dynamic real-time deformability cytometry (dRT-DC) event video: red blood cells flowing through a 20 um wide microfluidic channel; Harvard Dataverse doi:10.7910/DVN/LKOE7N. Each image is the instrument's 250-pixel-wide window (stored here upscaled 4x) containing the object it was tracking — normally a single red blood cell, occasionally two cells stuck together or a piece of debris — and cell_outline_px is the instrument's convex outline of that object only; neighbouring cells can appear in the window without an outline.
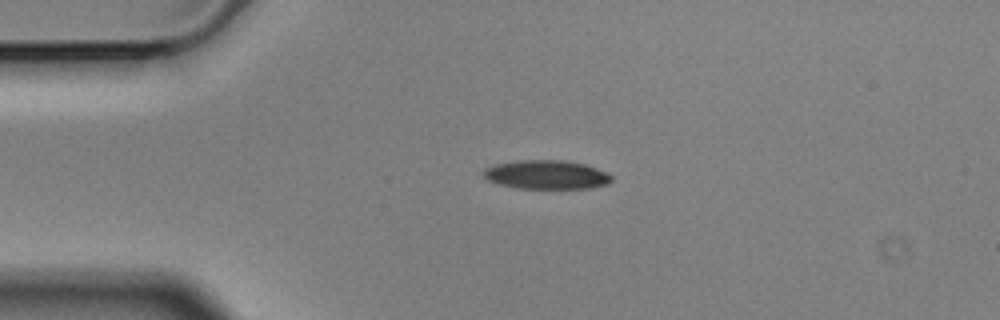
{"species": "Egyptian fruit bat (a non-hibernating species)", "species_latin": "Rousettus aegyptiacus", "temperature_condition": "cold", "stored_images_in_passage": 2, "camera_frame_rate_fps": 3000, "um_per_image_px": 0.085, "animal": {"sex": "male"}, "frame": {"image": 1, "passage_image": 1, "time_ms": 0.0, "image_size_px": [1000, 320], "cell_outline_px": [[612, 180], [608, 184], [592, 188], [516, 188], [496, 184], [488, 180], [484, 176], [484, 168], [496, 164], [520, 160], [560, 160], [584, 164], [608, 172], [612, 176]], "centroid_in_image_um": [46.46, 14.85], "position_along_channel_um": 38.5, "area_um2": 21.56}}